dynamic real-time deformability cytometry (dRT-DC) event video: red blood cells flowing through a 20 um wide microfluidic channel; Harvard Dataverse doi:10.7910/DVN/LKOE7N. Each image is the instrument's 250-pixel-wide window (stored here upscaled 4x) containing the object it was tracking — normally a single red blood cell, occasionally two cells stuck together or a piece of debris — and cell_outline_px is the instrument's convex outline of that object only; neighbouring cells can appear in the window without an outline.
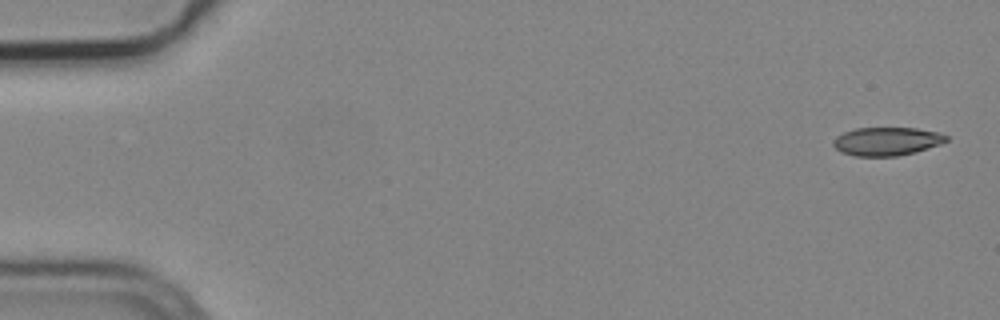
{"species": "common noctule bat (a hibernating species)", "species_latin": "Nyctalus noctula", "temperature_condition": "cold", "stored_images_in_passage": 4, "camera_frame_rate_fps": 3000, "um_per_image_px": 0.085, "animal": {"sex": "male", "body_mass_g": 19.2, "forearm_length_mm": 51.8}, "frame": {"image": 1, "passage_image": 1, "time_ms": 0.0, "image_size_px": [1000, 320], "cell_outline_px": [[948, 140], [940, 144], [916, 152], [896, 156], [856, 156], [840, 152], [832, 144], [832, 140], [836, 136], [844, 132], [856, 128], [916, 128], [940, 132], [948, 136]], "centroid_in_image_um": [75.37, 12.01], "position_along_channel_um": 9.6, "area_um2": 18.79}}
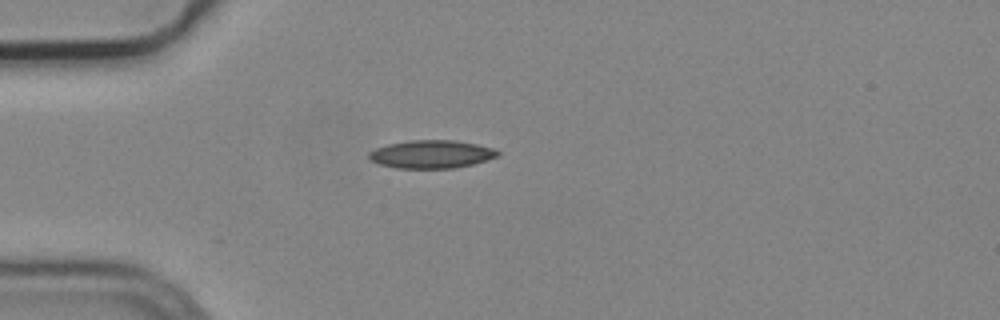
{"frame": {"image": 2, "passage_image": 4, "time_ms": 1.0, "image_size_px": [1000, 320], "cell_outline_px": [[500, 156], [488, 160], [472, 164], [452, 168], [396, 168], [380, 164], [372, 160], [368, 156], [368, 152], [376, 148], [388, 144], [408, 140], [452, 140], [476, 144], [496, 148], [500, 152]], "centroid_in_image_um": [36.71, 13.1], "position_along_channel_um": 48.3, "area_um2": 21.1}}